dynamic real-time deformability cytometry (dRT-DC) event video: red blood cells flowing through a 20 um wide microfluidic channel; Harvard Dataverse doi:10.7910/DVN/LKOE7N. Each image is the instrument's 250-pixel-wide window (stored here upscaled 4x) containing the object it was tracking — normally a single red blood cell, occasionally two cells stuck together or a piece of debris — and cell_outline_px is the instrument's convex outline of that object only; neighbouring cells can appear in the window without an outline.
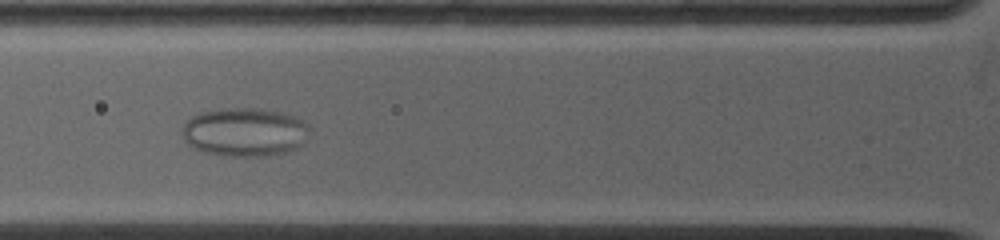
{"species": "common noctule bat (a hibernating species)", "species_latin": "Nyctalus noctula", "temperature_condition": "warm", "stored_images_in_passage": 26, "camera_frame_rate_fps": 5000, "um_per_image_px": 0.085, "animal": {"sex": "female", "body_mass_g": 19.0, "forearm_length_mm": 53.3}, "frame": {"image": 1, "passage_image": 25, "time_ms": 4.0, "image_size_px": [1000, 240], "cell_outline_px": [[308, 128], [304, 144], [288, 152], [268, 156], [224, 156], [204, 152], [192, 148], [184, 140], [180, 132], [184, 124], [192, 116], [200, 112], [224, 108], [260, 108], [280, 112], [304, 120], [308, 124]], "centroid_in_image_um": [20.77, 11.23], "position_along_channel_um": 105.0, "area_um2": 36.47}}